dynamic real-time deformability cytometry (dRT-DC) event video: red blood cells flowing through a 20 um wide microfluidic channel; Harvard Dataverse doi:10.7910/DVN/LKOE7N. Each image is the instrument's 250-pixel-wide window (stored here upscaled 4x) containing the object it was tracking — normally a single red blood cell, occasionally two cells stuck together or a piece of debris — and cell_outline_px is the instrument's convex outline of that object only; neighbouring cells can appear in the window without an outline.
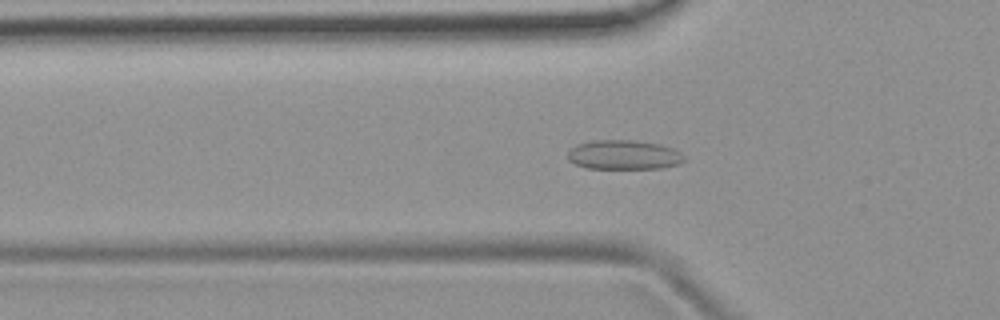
{"species": "common noctule bat (a hibernating species)", "species_latin": "Nyctalus noctula", "temperature_condition": "room temperature", "stored_images_in_passage": 52, "camera_frame_rate_fps": 3000, "um_per_image_px": 0.085, "animal": {"sex": "female", "body_mass_g": 19.9}, "frame": {"image": 1, "passage_image": 17, "time_ms": 5.333, "image_size_px": [1000, 320], "cell_outline_px": [[684, 160], [680, 164], [660, 168], [588, 168], [576, 164], [568, 160], [568, 152], [576, 144], [592, 140], [632, 140], [660, 144], [672, 148], [680, 152], [684, 156]], "centroid_in_image_um": [53.02, 13.15], "position_along_channel_um": 72.8, "area_um2": 19.88}}
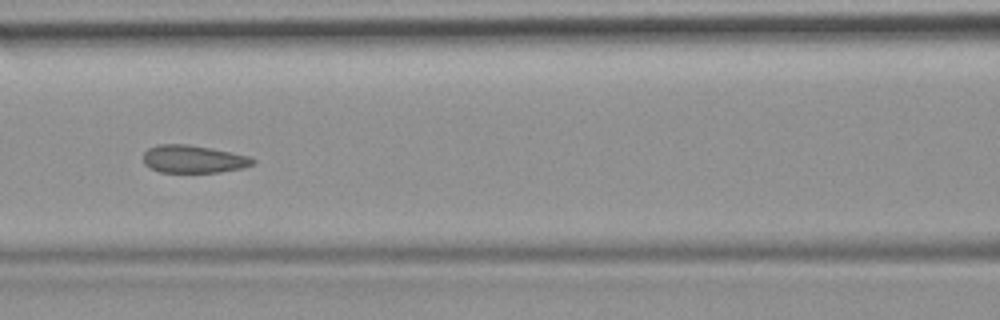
{"frame": {"image": 2, "passage_image": 23, "time_ms": 7.333, "image_size_px": [1000, 320], "cell_outline_px": [[256, 164], [244, 168], [220, 172], [160, 172], [148, 168], [144, 164], [144, 152], [148, 148], [156, 144], [188, 144], [212, 148], [252, 156], [256, 160]], "centroid_in_image_um": [16.48, 13.52], "position_along_channel_um": 150.1, "area_um2": 18.09}}
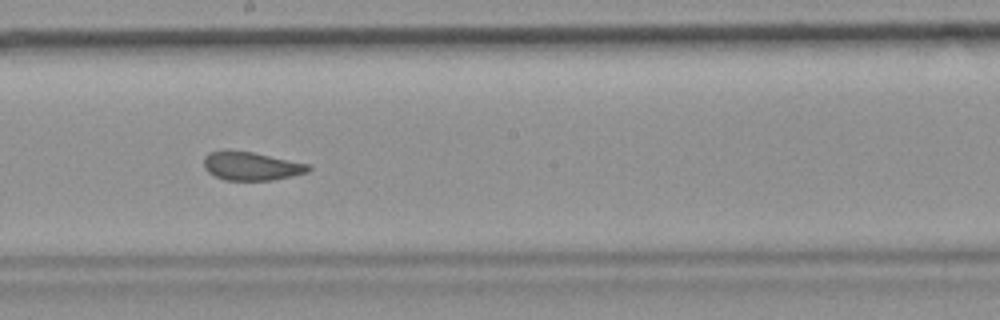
{"frame": {"image": 3, "passage_image": 29, "time_ms": 9.333, "image_size_px": [1000, 320], "cell_outline_px": [[312, 168], [308, 172], [272, 180], [224, 180], [208, 172], [204, 168], [204, 156], [208, 152], [224, 148], [252, 152], [312, 164]], "centroid_in_image_um": [21.34, 14.09], "position_along_channel_um": 226.9, "area_um2": 17.74}, "authors_computed_cell_mechanics": {"area_um2": 18.8428, "velocity_mm_per_s": 3.8518, "shape_relaxation_time_tau1_ms": null, "shape_relaxation_time_tau2_ms": 0.9454, "deformation_change_tau1": null, "deformation_change_tau2": 0.059}}